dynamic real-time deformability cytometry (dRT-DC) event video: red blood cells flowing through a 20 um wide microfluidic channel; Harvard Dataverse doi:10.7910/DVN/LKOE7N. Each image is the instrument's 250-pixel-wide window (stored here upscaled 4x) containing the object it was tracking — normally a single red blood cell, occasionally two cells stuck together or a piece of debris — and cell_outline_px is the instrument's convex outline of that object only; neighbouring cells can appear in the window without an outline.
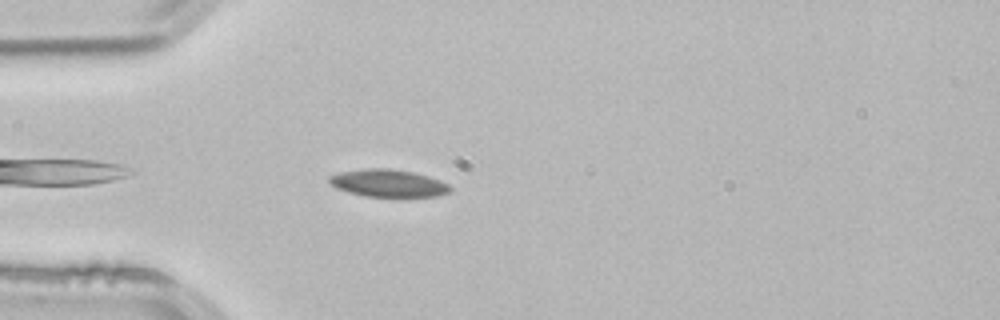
{"species": "common noctule bat (a hibernating species)", "species_latin": "Nyctalus noctula", "temperature_condition": "room temperature", "stored_images_in_passage": 3, "camera_frame_rate_fps": 3000, "um_per_image_px": 0.085, "animal": {"sex": "male", "body_mass_g": 21.5, "forearm_length_mm": 52.0}, "frame": {"image": 1, "passage_image": 3, "time_ms": 0.667, "image_size_px": [1000, 320], "cell_outline_px": [[452, 192], [436, 196], [404, 200], [364, 196], [348, 192], [336, 188], [328, 180], [328, 176], [340, 172], [368, 168], [388, 168], [412, 172], [428, 176], [440, 180], [448, 184], [452, 188]], "centroid_in_image_um": [33.06, 15.63], "position_along_channel_um": 51.9, "area_um2": 20.29}}